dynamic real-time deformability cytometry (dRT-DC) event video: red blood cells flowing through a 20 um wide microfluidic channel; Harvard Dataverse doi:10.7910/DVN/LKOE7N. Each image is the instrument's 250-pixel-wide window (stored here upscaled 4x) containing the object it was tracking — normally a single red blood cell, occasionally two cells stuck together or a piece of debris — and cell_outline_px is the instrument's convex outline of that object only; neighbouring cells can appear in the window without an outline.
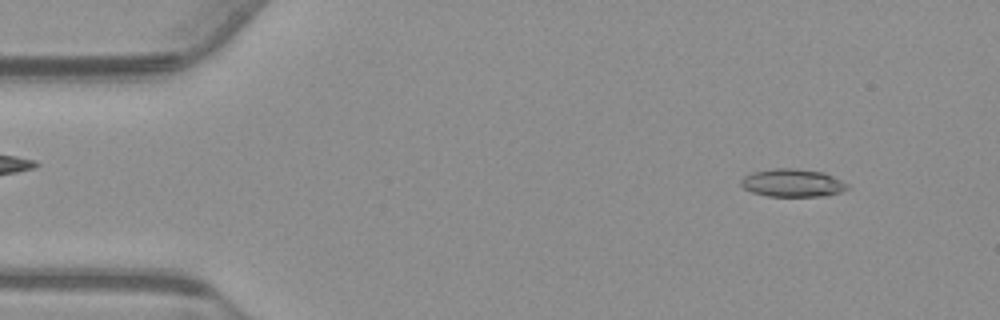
{"species": "common noctule bat (a hibernating species)", "species_latin": "Nyctalus noctula", "temperature_condition": "warm", "stored_images_in_passage": 15, "camera_frame_rate_fps": 3000, "um_per_image_px": 0.085, "animal": {"sex": "male", "body_mass_g": 23.1, "forearm_length_mm": 52.7}, "frame": {"image": 1, "passage_image": 5, "time_ms": 1.333, "image_size_px": [1000, 320], "cell_outline_px": [[848, 188], [840, 192], [824, 196], [768, 196], [752, 192], [744, 188], [740, 184], [740, 180], [744, 176], [752, 172], [772, 168], [792, 168], [824, 172], [848, 184]], "centroid_in_image_um": [67.33, 15.54], "position_along_channel_um": 17.7, "area_um2": 17.28}}